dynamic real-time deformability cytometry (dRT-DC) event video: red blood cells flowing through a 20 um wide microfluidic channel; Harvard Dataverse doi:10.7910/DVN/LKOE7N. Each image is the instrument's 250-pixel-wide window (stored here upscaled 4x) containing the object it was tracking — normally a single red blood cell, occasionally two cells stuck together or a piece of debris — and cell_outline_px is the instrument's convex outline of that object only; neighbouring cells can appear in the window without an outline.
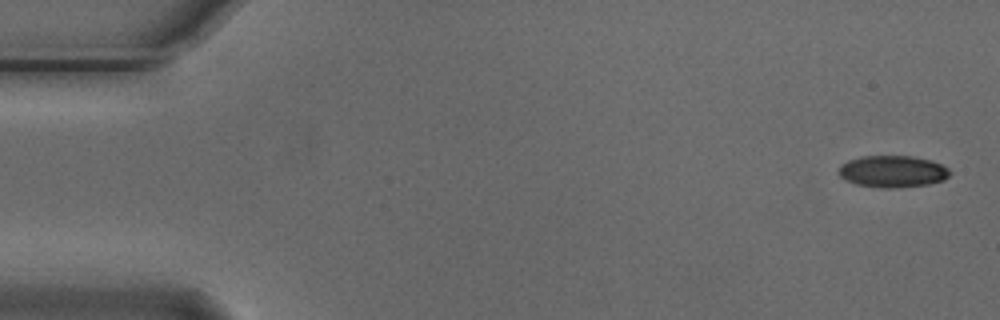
{"species": "Egyptian fruit bat (a non-hibernating species)", "species_latin": "Rousettus aegyptiacus", "temperature_condition": "cold", "stored_images_in_passage": 7, "camera_frame_rate_fps": 3000, "um_per_image_px": 0.085, "animal": {"sex": "male"}, "frame": {"image": 1, "passage_image": 1, "time_ms": 0.0, "image_size_px": [1000, 320], "cell_outline_px": [[952, 172], [944, 180], [928, 184], [892, 188], [880, 188], [856, 184], [844, 180], [836, 172], [840, 164], [848, 160], [860, 156], [912, 156], [932, 160], [948, 168]], "centroid_in_image_um": [75.83, 14.57], "position_along_channel_um": 9.2, "area_um2": 20.87}}
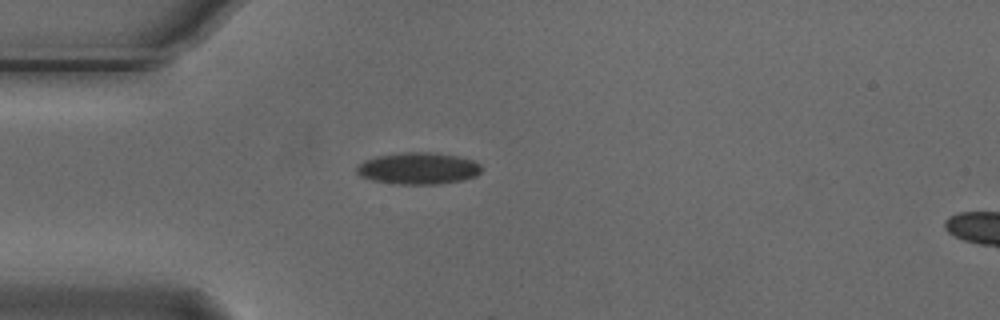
{"frame": {"image": 2, "passage_image": 5, "time_ms": 1.333, "image_size_px": [1000, 320], "cell_outline_px": [[484, 168], [476, 176], [464, 180], [440, 184], [396, 184], [372, 180], [360, 176], [356, 172], [356, 168], [364, 160], [376, 156], [404, 152], [432, 152], [460, 156], [476, 160]], "centroid_in_image_um": [35.6, 14.31], "position_along_channel_um": 49.4, "area_um2": 23.47}}